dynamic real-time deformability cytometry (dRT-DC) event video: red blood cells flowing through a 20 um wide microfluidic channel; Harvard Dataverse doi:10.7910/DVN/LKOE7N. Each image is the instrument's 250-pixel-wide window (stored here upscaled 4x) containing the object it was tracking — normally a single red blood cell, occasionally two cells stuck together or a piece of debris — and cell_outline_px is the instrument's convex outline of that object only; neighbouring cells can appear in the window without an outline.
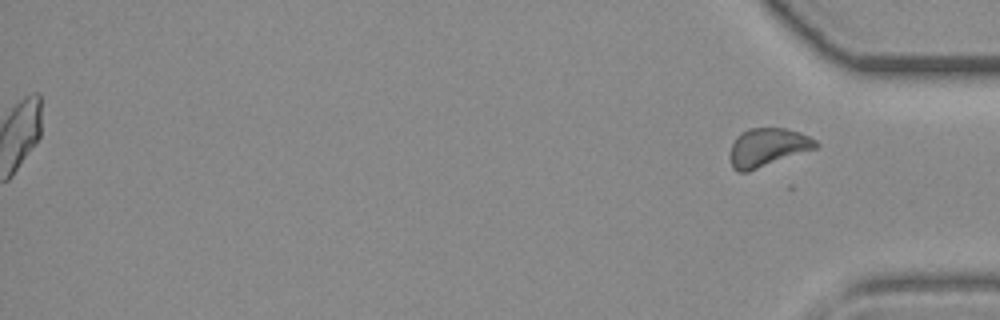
{"species": "common noctule bat (a hibernating species)", "species_latin": "Nyctalus noctula", "temperature_condition": "room temperature", "stored_images_in_passage": 31, "segment_of_instrument_passage": [2, 2], "camera_frame_rate_fps": 3000, "um_per_image_px": 0.085, "animal": {"sex": "female", "body_mass_g": 19.3, "forearm_length_mm": 54.1}, "frame": {"image": 1, "passage_image": 31, "time_ms": 10.0, "image_size_px": [1000, 320], "cell_outline_px": [[820, 144], [816, 148], [748, 172], [740, 172], [732, 168], [728, 156], [732, 144], [736, 136], [748, 128], [784, 128], [800, 132], [816, 140]], "centroid_in_image_um": [65.21, 12.53], "position_along_channel_um": 370.0, "area_um2": 19.31}}